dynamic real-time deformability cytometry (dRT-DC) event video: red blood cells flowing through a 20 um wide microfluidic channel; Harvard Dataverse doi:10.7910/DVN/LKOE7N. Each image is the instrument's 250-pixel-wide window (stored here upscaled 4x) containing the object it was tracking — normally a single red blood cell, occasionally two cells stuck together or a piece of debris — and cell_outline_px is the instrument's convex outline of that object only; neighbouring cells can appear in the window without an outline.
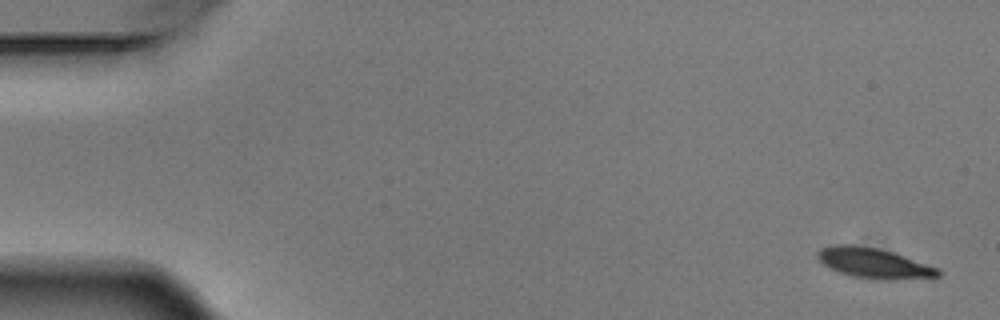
{"species": "Egyptian fruit bat (a non-hibernating species)", "species_latin": "Rousettus aegyptiacus", "temperature_condition": "warm", "stored_images_in_passage": 5, "camera_frame_rate_fps": 3000, "um_per_image_px": 0.085, "animal": {"sex": "male"}, "frame": {"image": 1, "passage_image": 1, "time_ms": 0.0, "image_size_px": [1000, 320], "cell_outline_px": [[940, 276], [884, 280], [880, 280], [852, 276], [840, 272], [824, 264], [816, 256], [816, 252], [820, 248], [836, 244], [856, 244], [880, 248], [896, 252], [940, 268]], "centroid_in_image_um": [74.3, 22.34], "position_along_channel_um": 10.7, "area_um2": 21.44}}
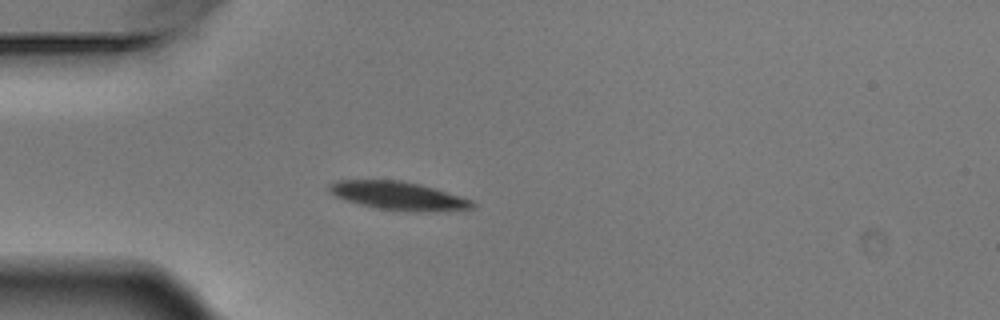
{"frame": {"image": 2, "passage_image": 5, "time_ms": 1.333, "image_size_px": [1000, 320], "cell_outline_px": [[476, 204], [472, 208], [428, 212], [416, 212], [376, 208], [344, 200], [328, 192], [328, 184], [336, 180], [400, 180], [420, 184], [460, 196], [472, 200]], "centroid_in_image_um": [33.82, 16.64], "position_along_channel_um": 51.2, "area_um2": 23.64}}